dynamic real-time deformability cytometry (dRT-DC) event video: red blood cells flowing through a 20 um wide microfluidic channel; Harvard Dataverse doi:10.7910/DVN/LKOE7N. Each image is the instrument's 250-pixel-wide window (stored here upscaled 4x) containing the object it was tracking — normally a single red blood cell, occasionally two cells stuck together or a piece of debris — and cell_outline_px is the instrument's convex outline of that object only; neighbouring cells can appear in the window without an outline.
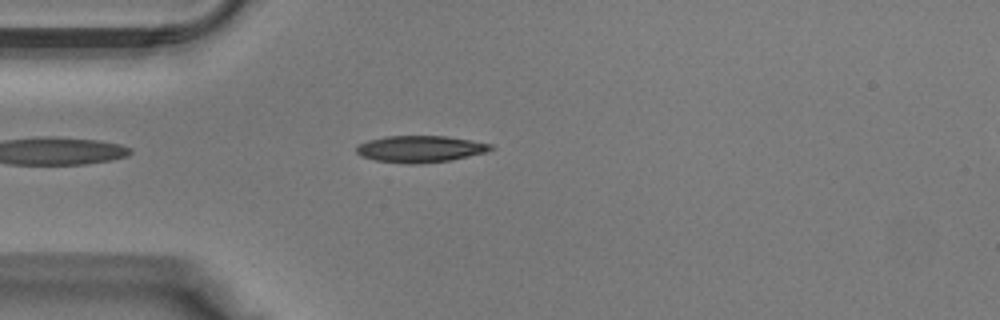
{"species": "Egyptian fruit bat (a non-hibernating species)", "species_latin": "Rousettus aegyptiacus", "temperature_condition": "warm", "stored_images_in_passage": 17, "camera_frame_rate_fps": 3000, "um_per_image_px": 0.085, "animal": {"sex": "male"}, "frame": {"image": 1, "passage_image": 1, "time_ms": 0.0, "image_size_px": [1000, 320], "cell_outline_px": [[496, 148], [484, 152], [452, 160], [416, 164], [408, 164], [376, 160], [360, 156], [356, 152], [356, 148], [360, 144], [368, 140], [384, 136], [448, 136], [472, 140], [492, 144]], "centroid_in_image_um": [35.73, 12.66], "position_along_channel_um": 49.3, "area_um2": 20.92}}
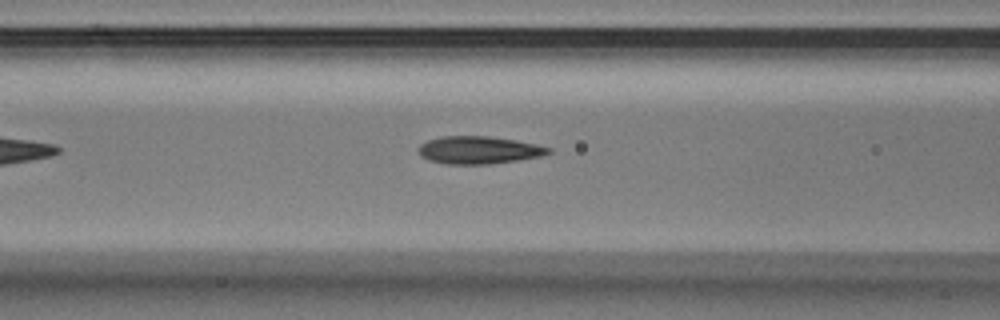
{"frame": {"image": 2, "passage_image": 6, "time_ms": 1.667, "image_size_px": [1000, 320], "cell_outline_px": [[552, 152], [540, 156], [516, 160], [488, 164], [448, 164], [428, 160], [420, 156], [416, 148], [420, 144], [428, 140], [444, 136], [488, 136], [516, 140], [536, 144], [552, 148]], "centroid_in_image_um": [40.66, 12.75], "position_along_channel_um": 125.9, "area_um2": 20.92}}
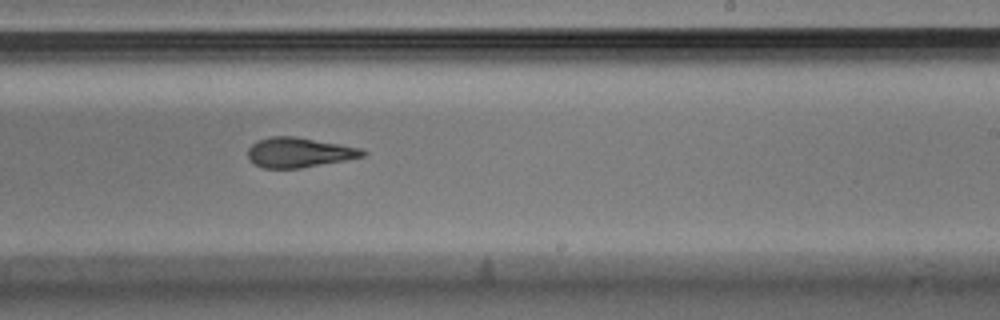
{"frame": {"image": 3, "passage_image": 14, "time_ms": 4.333, "image_size_px": [1000, 320], "cell_outline_px": [[368, 152], [364, 156], [344, 160], [300, 168], [264, 168], [252, 164], [248, 160], [248, 148], [256, 140], [272, 136], [296, 136], [364, 148]], "centroid_in_image_um": [25.41, 12.95], "position_along_channel_um": 263.6, "area_um2": 20.23}}